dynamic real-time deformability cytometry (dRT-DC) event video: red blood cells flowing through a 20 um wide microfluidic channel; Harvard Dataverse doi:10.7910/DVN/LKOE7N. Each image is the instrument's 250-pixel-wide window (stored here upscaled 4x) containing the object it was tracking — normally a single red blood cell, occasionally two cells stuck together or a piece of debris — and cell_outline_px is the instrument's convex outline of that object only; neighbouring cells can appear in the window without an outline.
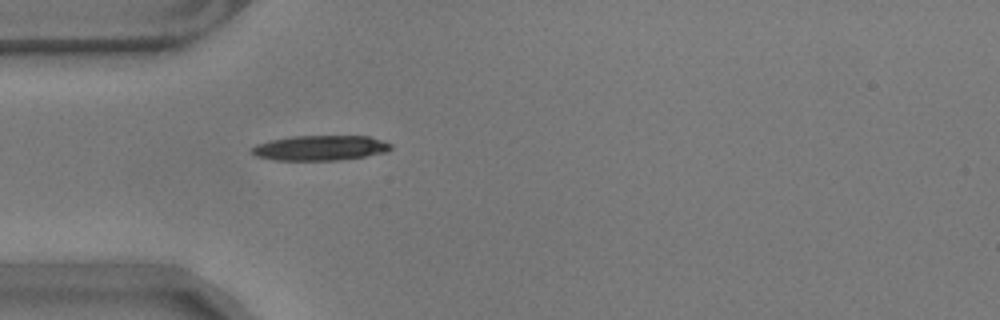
{"species": "common noctule bat (a hibernating species)", "species_latin": "Nyctalus noctula", "temperature_condition": "warm", "stored_images_in_passage": 41, "camera_frame_rate_fps": 3000, "um_per_image_px": 0.085, "animal": {"sex": "male", "body_mass_g": 17.9}, "frame": {"image": 1, "passage_image": 1, "time_ms": 0.0, "image_size_px": [1000, 320], "cell_outline_px": [[392, 148], [388, 152], [340, 160], [276, 160], [256, 156], [252, 152], [252, 148], [256, 144], [272, 140], [292, 136], [368, 136], [384, 140], [392, 144]], "centroid_in_image_um": [27.27, 12.57], "position_along_channel_um": 57.7, "area_um2": 20.29}}
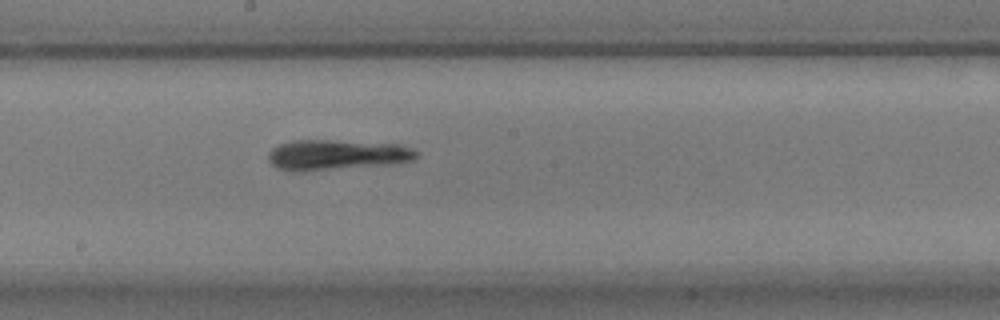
{"frame": {"image": 2, "passage_image": 15, "time_ms": 4.667, "image_size_px": [1000, 320], "cell_outline_px": [[416, 156], [412, 160], [400, 164], [304, 172], [292, 172], [276, 168], [272, 164], [268, 156], [272, 148], [280, 144], [296, 140], [332, 140], [400, 144], [412, 148], [416, 152]], "centroid_in_image_um": [28.64, 13.18], "position_along_channel_um": 219.6, "area_um2": 26.7}}
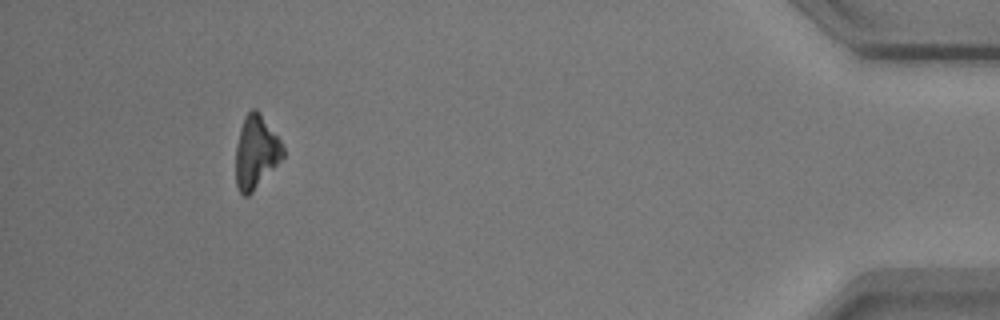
{"frame": {"image": 3, "passage_image": 37, "time_ms": 12.0, "image_size_px": [1000, 320], "cell_outline_px": [[284, 156], [252, 192], [248, 196], [244, 196], [236, 188], [236, 148], [240, 128], [244, 116], [252, 108], [256, 108], [260, 112], [280, 140], [284, 148]], "centroid_in_image_um": [21.74, 12.91], "position_along_channel_um": 413.5, "area_um2": 19.94}, "authors_computed_cell_mechanics": {"area_um2": 23.3512, "velocity_mm_per_s": 3.5229, "shape_relaxation_time_tau1_ms": 3.9246, "shape_relaxation_time_tau2_ms": null, "deformation_change_tau1": 0.1133, "deformation_change_tau2": null}}